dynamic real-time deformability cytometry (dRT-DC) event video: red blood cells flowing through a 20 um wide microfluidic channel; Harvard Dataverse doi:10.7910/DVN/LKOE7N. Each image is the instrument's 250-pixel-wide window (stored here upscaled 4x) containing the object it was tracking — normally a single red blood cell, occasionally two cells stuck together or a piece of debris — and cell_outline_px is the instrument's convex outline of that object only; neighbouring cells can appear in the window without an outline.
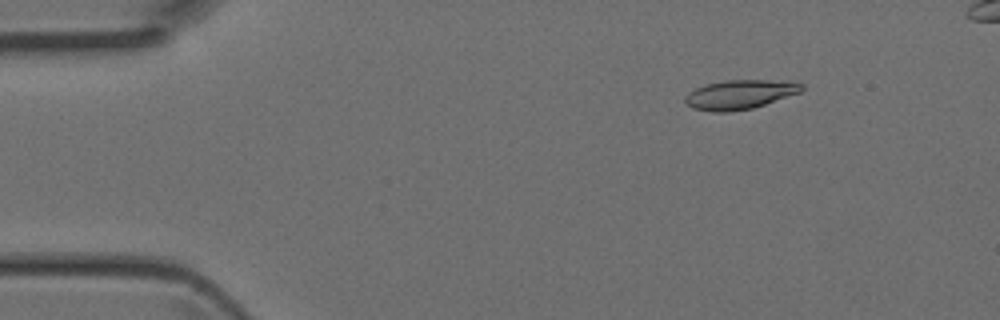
{"species": "Egyptian fruit bat (a non-hibernating species)", "species_latin": "Rousettus aegyptiacus", "temperature_condition": "room temperature", "stored_images_in_passage": 5, "camera_frame_rate_fps": 3000, "um_per_image_px": 0.085, "animal": {"sex": "female"}, "frame": {"image": 1, "passage_image": 2, "time_ms": 0.333, "image_size_px": [1000, 320], "cell_outline_px": [[804, 88], [800, 92], [752, 108], [728, 112], [712, 112], [692, 108], [684, 100], [684, 96], [688, 92], [696, 88], [708, 84], [728, 80], [788, 80], [804, 84]], "centroid_in_image_um": [62.89, 8.02], "position_along_channel_um": 22.1, "area_um2": 19.83}}